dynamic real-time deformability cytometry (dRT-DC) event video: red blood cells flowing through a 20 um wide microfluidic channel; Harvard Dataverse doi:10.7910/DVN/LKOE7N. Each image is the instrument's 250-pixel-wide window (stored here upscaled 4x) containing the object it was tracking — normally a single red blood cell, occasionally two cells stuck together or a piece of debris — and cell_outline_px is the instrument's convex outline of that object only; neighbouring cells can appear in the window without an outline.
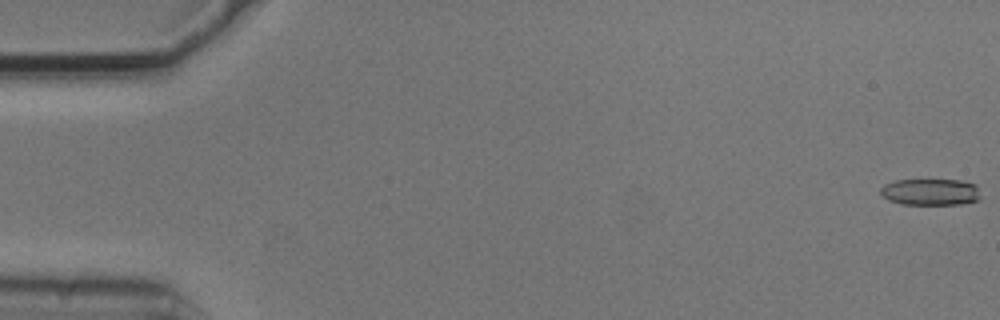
{"species": "common noctule bat (a hibernating species)", "species_latin": "Nyctalus noctula", "temperature_condition": "cold", "stored_images_in_passage": 5, "camera_frame_rate_fps": 3000, "um_per_image_px": 0.085, "animal": {"sex": "male", "body_mass_g": 20.5, "forearm_length_mm": 52.5}, "frame": {"image": 1, "passage_image": 5, "time_ms": 1.333, "image_size_px": [1000, 320], "cell_outline_px": [[980, 200], [960, 204], [900, 204], [888, 200], [880, 196], [880, 188], [884, 184], [896, 180], [960, 180], [976, 184], [980, 196]], "centroid_in_image_um": [79.06, 16.32], "position_along_channel_um": 5.9, "area_um2": 15.66}}